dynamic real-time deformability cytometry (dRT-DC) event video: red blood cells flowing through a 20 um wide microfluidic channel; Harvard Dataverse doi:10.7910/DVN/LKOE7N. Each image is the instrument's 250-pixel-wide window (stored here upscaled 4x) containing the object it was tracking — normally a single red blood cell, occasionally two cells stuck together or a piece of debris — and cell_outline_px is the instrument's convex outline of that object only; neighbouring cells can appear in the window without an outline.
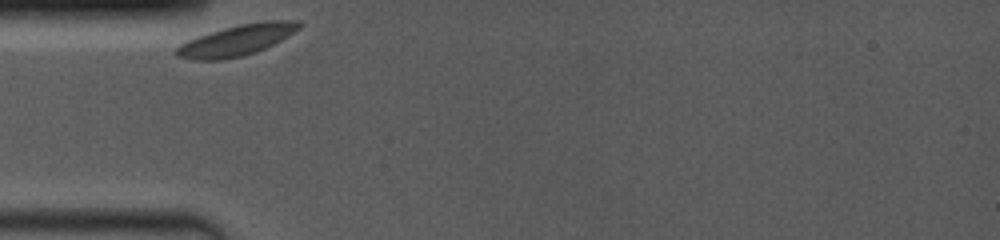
{"species": "common noctule bat (a hibernating species)", "species_latin": "Nyctalus noctula", "temperature_condition": "room temperature", "stored_images_in_passage": 7, "camera_frame_rate_fps": 4000, "um_per_image_px": 0.085, "animal": {"sex": "female", "body_mass_g": 19.0, "forearm_length_mm": 53.3}, "frame": {"image": 1, "passage_image": 1, "time_ms": 0.0, "image_size_px": [1000, 240], "cell_outline_px": [[304, 24], [300, 28], [280, 40], [256, 52], [244, 56], [220, 60], [192, 60], [176, 56], [176, 48], [180, 44], [188, 40], [224, 28], [240, 24], [260, 20], [300, 20]], "centroid_in_image_um": [20.16, 3.41], "position_along_channel_um": 64.8, "area_um2": 22.02}}
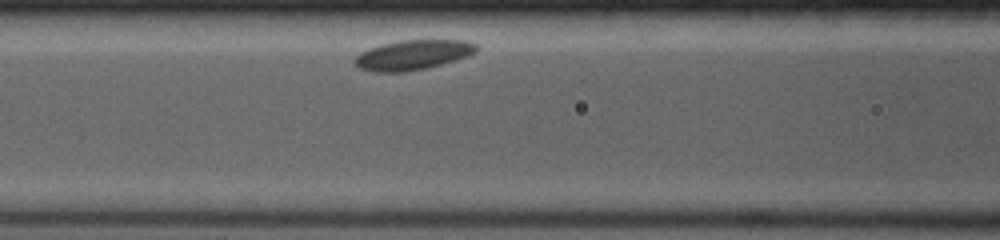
{"frame": {"image": 2, "passage_image": 6, "time_ms": 2.0, "image_size_px": [1000, 240], "cell_outline_px": [[476, 52], [468, 56], [456, 60], [424, 68], [404, 72], [372, 72], [360, 68], [352, 60], [360, 52], [368, 48], [400, 40], [464, 40], [476, 44]], "centroid_in_image_um": [35.06, 4.67], "position_along_channel_um": 131.5, "area_um2": 21.04}}